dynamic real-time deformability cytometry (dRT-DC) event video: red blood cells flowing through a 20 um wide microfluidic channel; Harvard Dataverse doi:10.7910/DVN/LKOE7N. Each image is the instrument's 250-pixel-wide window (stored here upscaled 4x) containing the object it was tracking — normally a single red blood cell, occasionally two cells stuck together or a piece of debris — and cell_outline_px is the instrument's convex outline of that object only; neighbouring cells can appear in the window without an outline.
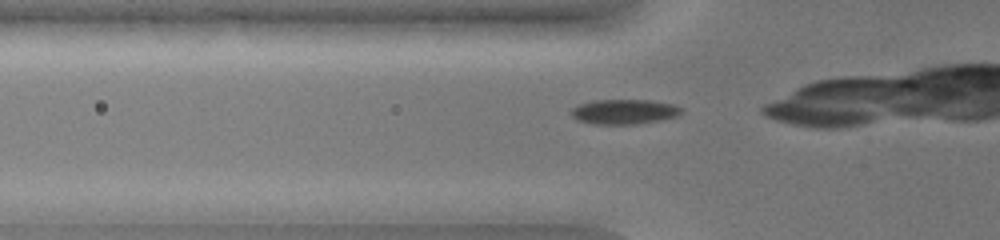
{"species": "common noctule bat (a hibernating species)", "species_latin": "Nyctalus noctula", "temperature_condition": "warm", "stored_images_in_passage": 32, "segment_of_instrument_passage": [1, 2], "camera_frame_rate_fps": 3000, "um_per_image_px": 0.085, "animal": {"sex": "female", "body_mass_g": 19.0, "forearm_length_mm": 51.5}, "frame": {"image": 1, "passage_image": 6, "time_ms": 1.667, "image_size_px": [1000, 240], "cell_outline_px": [[684, 112], [676, 116], [660, 120], [636, 124], [592, 124], [576, 120], [568, 112], [572, 108], [580, 104], [592, 100], [648, 100], [672, 104], [684, 108]], "centroid_in_image_um": [53.03, 9.5], "position_along_channel_um": 72.8, "area_um2": 16.13}}
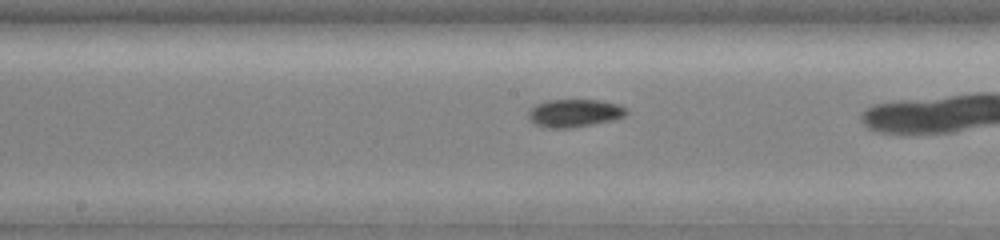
{"frame": {"image": 2, "passage_image": 16, "time_ms": 5.0, "image_size_px": [1000, 240], "cell_outline_px": [[628, 112], [624, 116], [616, 120], [568, 128], [544, 128], [528, 120], [528, 112], [536, 104], [548, 100], [600, 100], [620, 104], [628, 108]], "centroid_in_image_um": [48.86, 9.61], "position_along_channel_um": 199.3, "area_um2": 16.13}}
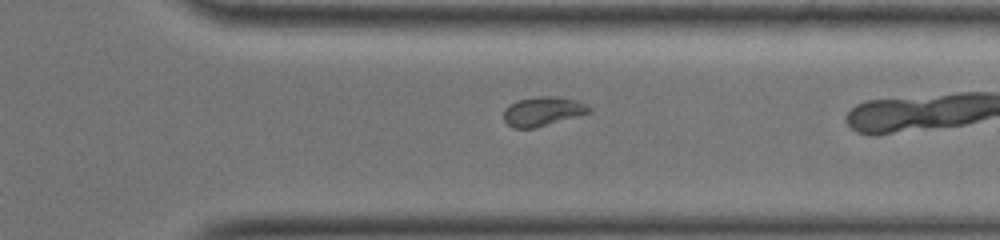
{"frame": {"image": 3, "passage_image": 29, "time_ms": 9.333, "image_size_px": [1000, 240], "cell_outline_px": [[592, 112], [536, 128], [512, 128], [504, 120], [504, 108], [508, 104], [520, 100], [536, 96], [556, 96], [588, 104], [592, 108]], "centroid_in_image_um": [46.14, 9.47], "position_along_channel_um": 365.3, "area_um2": 14.62}}